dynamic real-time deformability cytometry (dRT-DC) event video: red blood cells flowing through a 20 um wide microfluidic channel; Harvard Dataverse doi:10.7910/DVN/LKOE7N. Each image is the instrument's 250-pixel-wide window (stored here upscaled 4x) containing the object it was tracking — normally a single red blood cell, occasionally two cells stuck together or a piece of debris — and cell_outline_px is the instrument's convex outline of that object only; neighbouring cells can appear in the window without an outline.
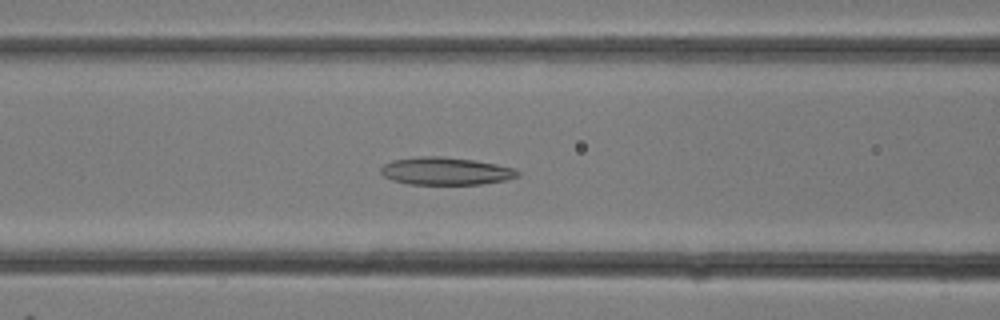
{"species": "common noctule bat (a hibernating species)", "species_latin": "Nyctalus noctula", "temperature_condition": "room temperature", "stored_images_in_passage": 29, "camera_frame_rate_fps": 3000, "um_per_image_px": 0.085, "animal": {"sex": "female"}, "frame": {"image": 1, "passage_image": 12, "time_ms": 3.667, "image_size_px": [1000, 320], "cell_outline_px": [[520, 176], [508, 180], [480, 184], [408, 184], [392, 180], [384, 176], [380, 172], [380, 168], [384, 164], [392, 160], [420, 156], [444, 156], [472, 160], [496, 164], [516, 168], [520, 172]], "centroid_in_image_um": [37.9, 14.54], "position_along_channel_um": 128.7, "area_um2": 22.2}}
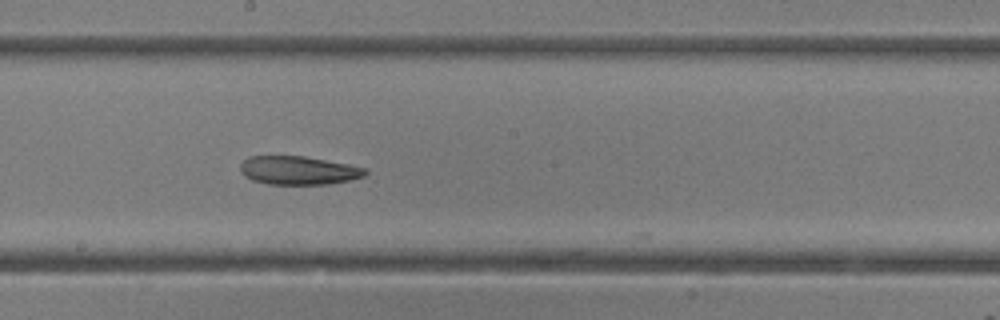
{"frame": {"image": 2, "passage_image": 16, "time_ms": 5.0, "image_size_px": [1000, 320], "cell_outline_px": [[368, 172], [364, 176], [348, 180], [328, 184], [268, 184], [252, 180], [244, 176], [240, 172], [240, 164], [248, 156], [304, 156], [348, 164], [368, 168]], "centroid_in_image_um": [25.35, 14.48], "position_along_channel_um": 222.8, "area_um2": 20.81}}
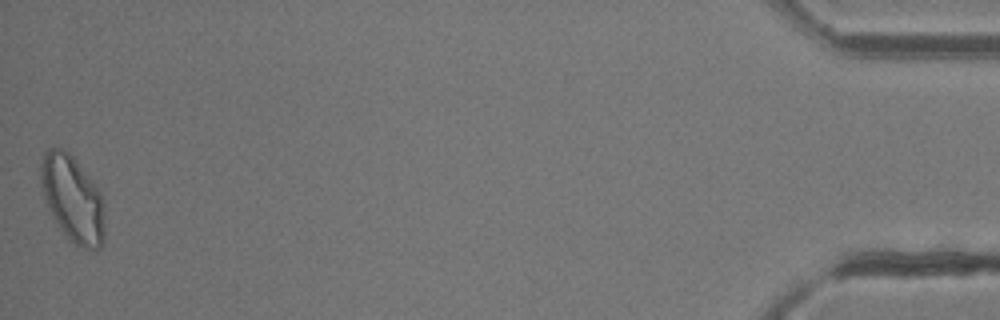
{"frame": {"image": 3, "passage_image": 29, "time_ms": 9.333, "image_size_px": [1000, 320], "cell_outline_px": [[104, 244], [100, 248], [84, 248], [76, 244], [60, 228], [52, 216], [48, 208], [44, 196], [40, 180], [40, 164], [44, 152], [48, 148], [60, 148], [68, 152], [76, 160], [100, 188], [104, 200]], "centroid_in_image_um": [6.2, 16.86], "position_along_channel_um": 429.0, "area_um2": 32.31}}